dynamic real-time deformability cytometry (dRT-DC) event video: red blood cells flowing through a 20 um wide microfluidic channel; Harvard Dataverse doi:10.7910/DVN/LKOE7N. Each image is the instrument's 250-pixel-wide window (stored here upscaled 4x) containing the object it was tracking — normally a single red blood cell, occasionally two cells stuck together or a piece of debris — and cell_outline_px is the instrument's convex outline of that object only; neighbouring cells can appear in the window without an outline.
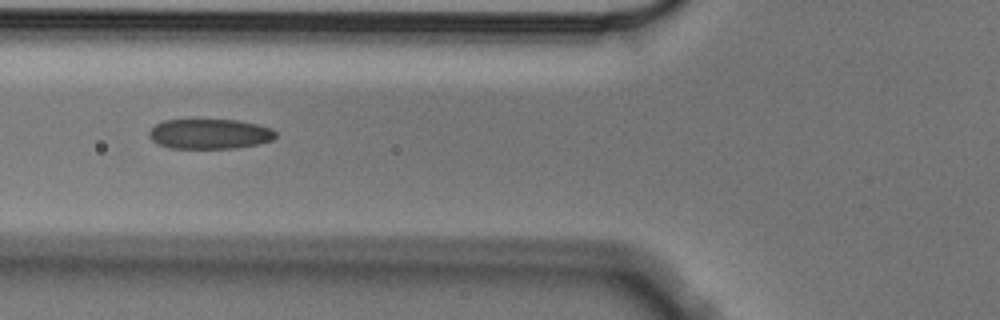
{"species": "Egyptian fruit bat (a non-hibernating species)", "species_latin": "Rousettus aegyptiacus", "temperature_condition": "cold", "stored_images_in_passage": 2, "camera_frame_rate_fps": 3000, "um_per_image_px": 0.085, "animal": {"sex": "male"}, "frame": {"image": 1, "passage_image": 2, "time_ms": 0.333, "image_size_px": [1000, 320], "cell_outline_px": [[276, 136], [272, 140], [256, 144], [236, 148], [168, 148], [152, 140], [148, 136], [148, 132], [156, 124], [164, 120], [240, 120], [272, 128], [276, 132]], "centroid_in_image_um": [17.82, 11.38], "position_along_channel_um": 108.0, "area_um2": 22.08}}